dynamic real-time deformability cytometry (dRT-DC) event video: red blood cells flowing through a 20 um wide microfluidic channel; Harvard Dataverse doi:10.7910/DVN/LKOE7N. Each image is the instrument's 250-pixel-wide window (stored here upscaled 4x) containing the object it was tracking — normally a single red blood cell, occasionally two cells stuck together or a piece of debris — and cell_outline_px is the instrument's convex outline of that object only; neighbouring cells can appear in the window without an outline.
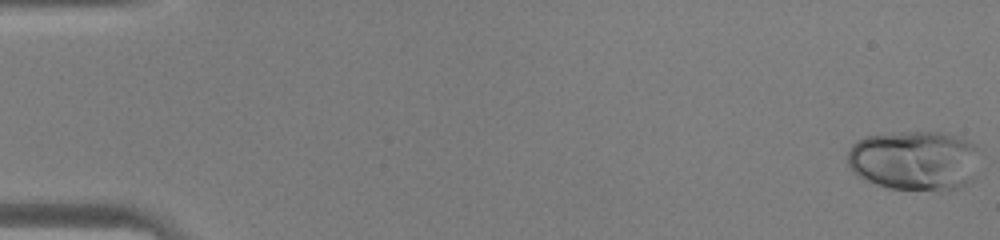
{"species": "human", "species_latin": "Homo sapiens", "temperature_condition": "warm", "stored_images_in_passage": 45, "camera_frame_rate_fps": 3000, "um_per_image_px": 0.085, "donor": {"sex": "male"}, "frame": {"image": 1, "passage_image": 1, "time_ms": 0.0, "image_size_px": [1000, 240], "cell_outline_px": [[984, 148], [972, 180], [968, 184], [952, 188], [888, 188], [864, 180], [856, 176], [852, 172], [848, 164], [848, 152], [852, 144], [856, 140], [864, 136], [892, 132], [940, 132], [956, 136], [968, 140]], "centroid_in_image_um": [77.76, 13.59], "position_along_channel_um": 7.2, "area_um2": 46.64}}
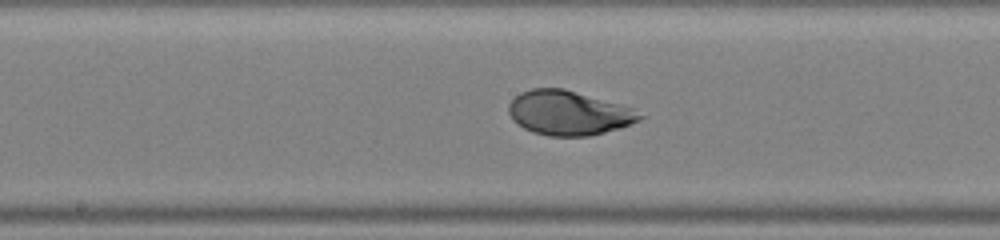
{"frame": {"image": 2, "passage_image": 24, "time_ms": 7.667, "image_size_px": [1000, 240], "cell_outline_px": [[648, 116], [640, 120], [620, 128], [588, 136], [548, 136], [532, 132], [516, 124], [512, 120], [508, 112], [508, 104], [520, 92], [532, 88], [564, 88], [620, 104], [632, 108]], "centroid_in_image_um": [48.33, 9.6], "position_along_channel_um": 199.9, "area_um2": 34.1}}
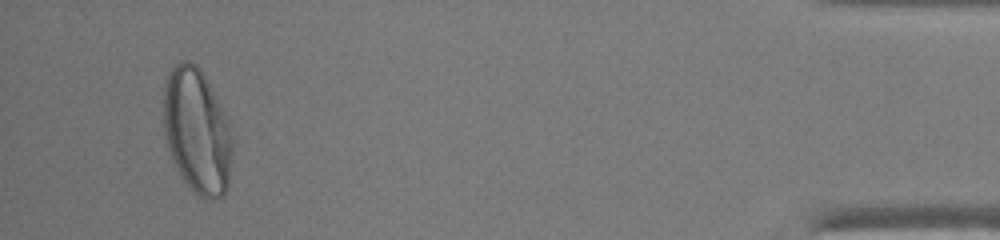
{"frame": {"image": 3, "passage_image": 43, "time_ms": 14.0, "image_size_px": [1000, 240], "cell_outline_px": [[232, 144], [228, 188], [220, 196], [212, 200], [200, 196], [184, 180], [172, 160], [168, 148], [164, 128], [164, 80], [168, 72], [180, 60], [188, 60], [196, 64], [200, 68], [224, 112], [228, 124], [232, 140]], "centroid_in_image_um": [16.73, 11.11], "position_along_channel_um": 418.5, "area_um2": 49.71}}